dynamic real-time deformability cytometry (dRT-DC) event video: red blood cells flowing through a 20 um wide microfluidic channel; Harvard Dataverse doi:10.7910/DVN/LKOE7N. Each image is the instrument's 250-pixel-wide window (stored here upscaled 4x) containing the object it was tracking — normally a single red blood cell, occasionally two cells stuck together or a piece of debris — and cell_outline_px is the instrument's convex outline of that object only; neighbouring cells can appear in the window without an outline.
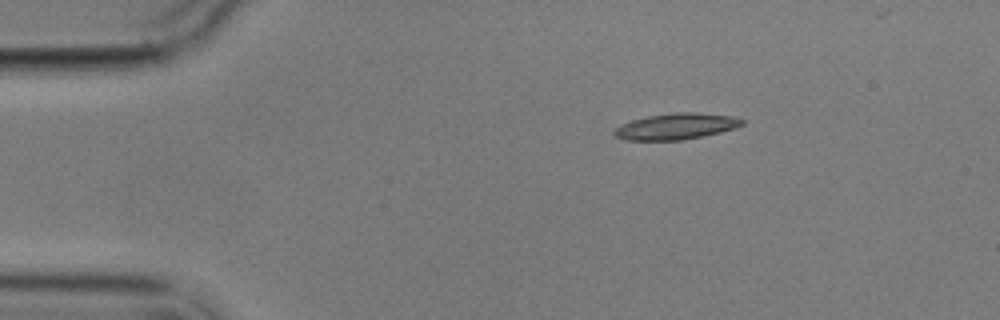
{"species": "common noctule bat (a hibernating species)", "species_latin": "Nyctalus noctula", "temperature_condition": "cold", "stored_images_in_passage": 3, "camera_frame_rate_fps": 3000, "um_per_image_px": 0.085, "animal": {"sex": "male", "body_mass_g": 17.9}, "frame": {"image": 1, "passage_image": 1, "time_ms": 0.0, "image_size_px": [1000, 320], "cell_outline_px": [[744, 124], [736, 128], [720, 132], [684, 140], [624, 140], [616, 136], [612, 132], [620, 124], [632, 120], [648, 116], [672, 112], [696, 112], [732, 116], [744, 120]], "centroid_in_image_um": [57.47, 10.74], "position_along_channel_um": 27.5, "area_um2": 19.54}}